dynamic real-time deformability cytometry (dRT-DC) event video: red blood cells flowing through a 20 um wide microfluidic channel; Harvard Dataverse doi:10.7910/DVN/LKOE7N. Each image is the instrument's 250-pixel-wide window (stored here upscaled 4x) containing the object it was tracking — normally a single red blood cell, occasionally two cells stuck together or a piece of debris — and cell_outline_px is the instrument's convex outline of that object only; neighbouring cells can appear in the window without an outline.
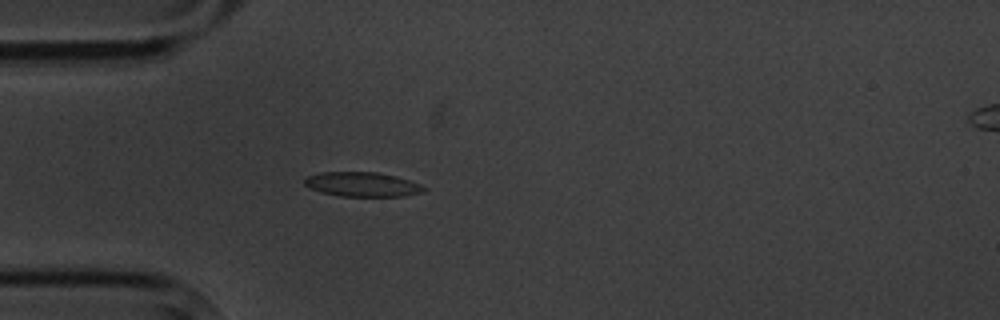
{"species": "common noctule bat (a hibernating species)", "species_latin": "Nyctalus noctula", "temperature_condition": "cold", "stored_images_in_passage": 4, "camera_frame_rate_fps": 3000, "um_per_image_px": 0.085, "animal": {"sex": "male", "body_mass_g": 20.1, "forearm_length_mm": 53.5}, "frame": {"image": 1, "passage_image": 4, "time_ms": 3.667, "image_size_px": [1000, 320], "cell_outline_px": [[428, 188], [424, 192], [404, 196], [340, 196], [320, 192], [308, 188], [304, 184], [304, 180], [308, 176], [320, 172], [376, 172], [396, 176], [420, 184]], "centroid_in_image_um": [30.79, 15.67], "position_along_channel_um": 54.2, "area_um2": 17.11}}